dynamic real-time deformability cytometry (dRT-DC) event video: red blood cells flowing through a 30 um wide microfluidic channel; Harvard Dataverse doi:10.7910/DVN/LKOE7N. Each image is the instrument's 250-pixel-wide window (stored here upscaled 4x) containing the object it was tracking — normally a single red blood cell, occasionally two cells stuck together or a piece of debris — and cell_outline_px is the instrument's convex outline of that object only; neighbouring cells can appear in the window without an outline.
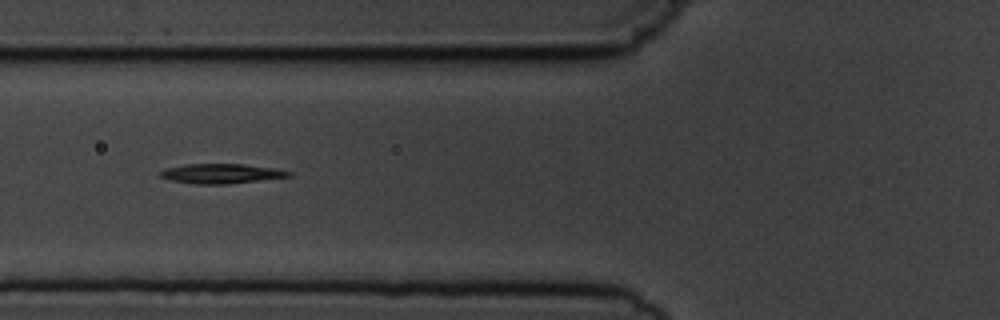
{"species": "common noctule bat (a hibernating species)", "species_latin": "Nyctalus noctula", "temperature_condition": "cold", "stored_images_in_passage": 3, "camera_frame_rate_fps": 3000, "um_per_image_px": 0.085, "animal": {"sex": "male", "body_mass_g": 19.5, "forearm_length_mm": 54.6}, "frame": {"image": 1, "passage_image": 3, "time_ms": 2.0, "image_size_px": [1000, 320], "cell_outline_px": [[292, 176], [224, 184], [196, 184], [168, 180], [160, 176], [160, 172], [164, 168], [184, 164], [244, 164], [276, 168], [292, 172]], "centroid_in_image_um": [18.77, 14.74], "position_along_channel_um": 107.0, "area_um2": 14.74}}